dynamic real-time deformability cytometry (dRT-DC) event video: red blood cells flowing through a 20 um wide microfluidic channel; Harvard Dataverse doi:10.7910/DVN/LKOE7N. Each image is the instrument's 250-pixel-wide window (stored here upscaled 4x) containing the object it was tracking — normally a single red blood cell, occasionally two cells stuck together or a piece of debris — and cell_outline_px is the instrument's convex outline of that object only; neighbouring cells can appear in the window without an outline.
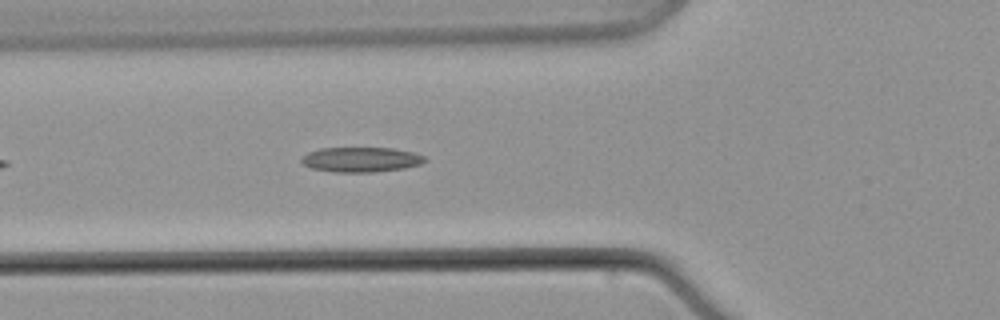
{"species": "common noctule bat (a hibernating species)", "species_latin": "Nyctalus noctula", "temperature_condition": "warm", "stored_images_in_passage": 8, "camera_frame_rate_fps": 3000, "um_per_image_px": 0.085, "animal": {"sex": "male", "body_mass_g": 21.5, "forearm_length_mm": 52.0}, "frame": {"image": 1, "passage_image": 8, "time_ms": 8.667, "image_size_px": [1000, 320], "cell_outline_px": [[428, 160], [420, 164], [404, 168], [372, 172], [332, 172], [312, 168], [304, 164], [300, 160], [308, 152], [320, 148], [392, 148], [412, 152], [424, 156]], "centroid_in_image_um": [30.69, 13.56], "position_along_channel_um": 95.1, "area_um2": 17.8}}